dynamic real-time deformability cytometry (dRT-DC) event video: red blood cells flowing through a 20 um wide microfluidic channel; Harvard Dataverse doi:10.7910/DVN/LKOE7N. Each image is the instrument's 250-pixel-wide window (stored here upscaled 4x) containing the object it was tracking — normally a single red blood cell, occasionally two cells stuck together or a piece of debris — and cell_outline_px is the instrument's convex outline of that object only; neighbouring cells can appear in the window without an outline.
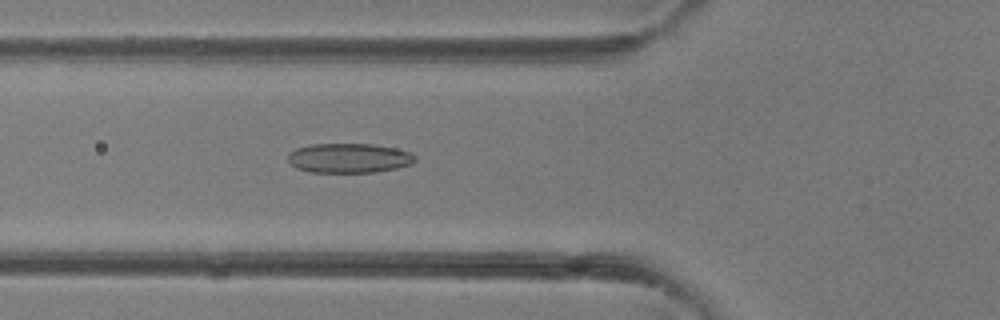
{"species": "common noctule bat (a hibernating species)", "species_latin": "Nyctalus noctula", "temperature_condition": "room temperature", "stored_images_in_passage": 39, "camera_frame_rate_fps": 3000, "um_per_image_px": 0.085, "animal": {"sex": "female"}, "frame": {"image": 1, "passage_image": 14, "time_ms": 4.333, "image_size_px": [1000, 320], "cell_outline_px": [[416, 160], [412, 164], [396, 168], [372, 172], [312, 172], [296, 168], [288, 160], [288, 156], [296, 148], [312, 144], [372, 144], [396, 148], [412, 152], [416, 156]], "centroid_in_image_um": [29.71, 13.43], "position_along_channel_um": 96.1, "area_um2": 21.85}}
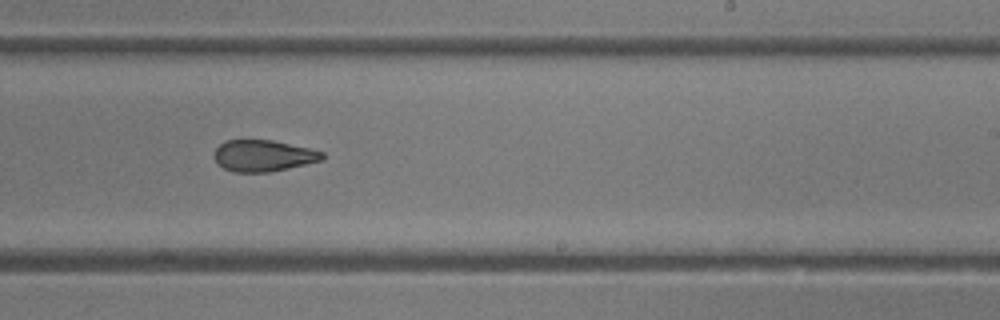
{"frame": {"image": 2, "passage_image": 24, "time_ms": 7.667, "image_size_px": [1000, 320], "cell_outline_px": [[324, 160], [288, 168], [268, 172], [232, 172], [216, 164], [212, 156], [216, 148], [224, 140], [272, 140], [308, 148], [324, 152]], "centroid_in_image_um": [22.34, 13.24], "position_along_channel_um": 266.7, "area_um2": 19.94}}
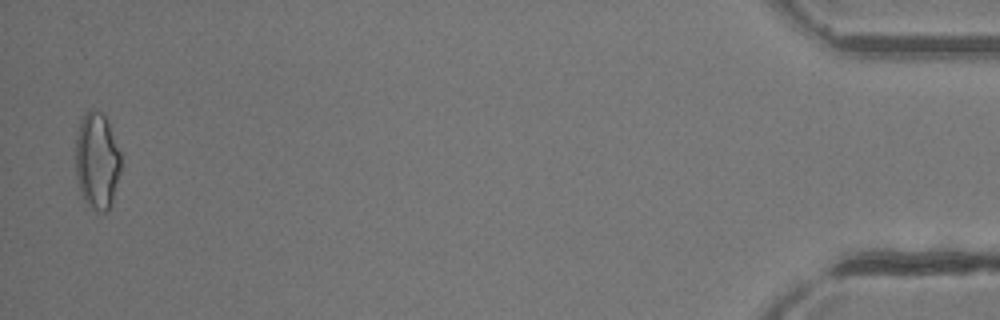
{"frame": {"image": 3, "passage_image": 39, "time_ms": 12.667, "image_size_px": [1000, 320], "cell_outline_px": [[120, 172], [112, 204], [108, 212], [96, 212], [84, 200], [80, 192], [76, 176], [76, 140], [80, 120], [84, 112], [100, 112], [108, 120], [120, 152]], "centroid_in_image_um": [8.25, 13.72], "position_along_channel_um": 426.9, "area_um2": 25.55}}